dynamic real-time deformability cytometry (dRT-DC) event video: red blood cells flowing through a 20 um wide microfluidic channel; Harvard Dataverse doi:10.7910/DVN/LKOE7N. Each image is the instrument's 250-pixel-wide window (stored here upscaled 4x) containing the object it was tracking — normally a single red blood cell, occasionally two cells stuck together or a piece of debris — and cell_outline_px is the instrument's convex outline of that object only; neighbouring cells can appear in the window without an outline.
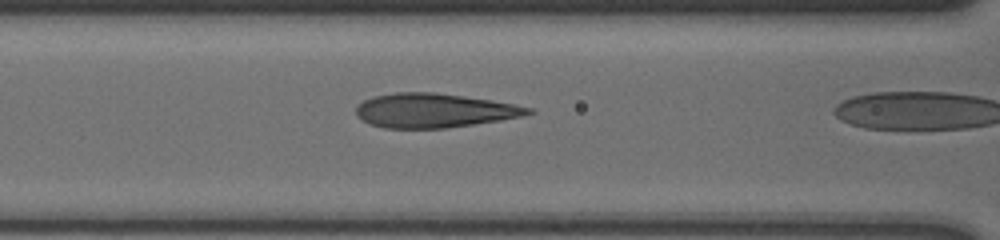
{"species": "human", "species_latin": "Homo sapiens", "temperature_condition": "cold", "stored_images_in_passage": 29, "segment_of_instrument_passage": [2, 2], "camera_frame_rate_fps": 3000, "um_per_image_px": 0.085, "donor": {"sex": "male"}, "frame": {"image": 1, "passage_image": 28, "time_ms": 9.0, "image_size_px": [1000, 240], "cell_outline_px": [[536, 112], [524, 116], [476, 124], [444, 128], [384, 128], [360, 120], [356, 116], [356, 108], [364, 100], [372, 96], [396, 92], [436, 92], [464, 96], [512, 104], [532, 108]], "centroid_in_image_um": [36.88, 9.39], "position_along_channel_um": 129.7, "area_um2": 34.28}}